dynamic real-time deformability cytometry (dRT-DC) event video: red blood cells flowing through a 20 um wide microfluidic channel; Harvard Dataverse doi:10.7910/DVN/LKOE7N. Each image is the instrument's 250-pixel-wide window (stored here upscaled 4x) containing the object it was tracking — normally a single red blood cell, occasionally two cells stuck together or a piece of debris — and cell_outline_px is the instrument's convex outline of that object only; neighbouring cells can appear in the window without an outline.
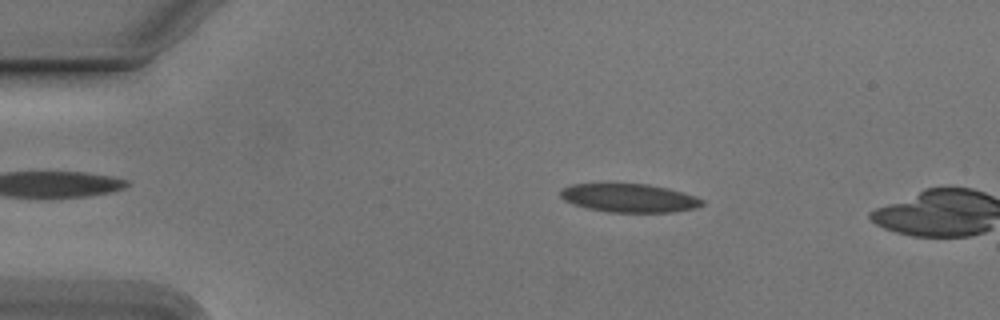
{"species": "Egyptian fruit bat (a non-hibernating species)", "species_latin": "Rousettus aegyptiacus", "temperature_condition": "cold", "stored_images_in_passage": 10, "camera_frame_rate_fps": 3000, "um_per_image_px": 0.085, "animal": {"sex": "male"}, "frame": {"image": 1, "passage_image": 9, "time_ms": 2.667, "image_size_px": [1000, 320], "cell_outline_px": [[704, 204], [696, 208], [672, 212], [608, 212], [588, 208], [572, 204], [564, 200], [560, 196], [560, 192], [564, 188], [572, 184], [648, 184], [668, 188], [696, 196], [704, 200]], "centroid_in_image_um": [53.51, 16.83], "position_along_channel_um": 31.5, "area_um2": 23.47}}